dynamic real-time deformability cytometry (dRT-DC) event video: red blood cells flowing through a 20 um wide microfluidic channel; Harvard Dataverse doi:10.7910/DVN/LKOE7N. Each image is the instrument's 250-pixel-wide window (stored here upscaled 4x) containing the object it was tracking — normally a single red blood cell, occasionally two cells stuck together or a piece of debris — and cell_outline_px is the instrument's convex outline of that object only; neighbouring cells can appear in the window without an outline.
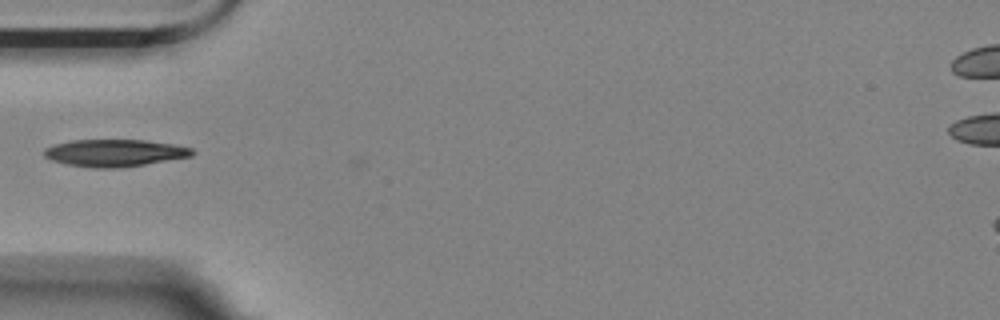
{"species": "Egyptian fruit bat (a non-hibernating species)", "species_latin": "Rousettus aegyptiacus", "temperature_condition": "room temperature", "stored_images_in_passage": 42, "camera_frame_rate_fps": 3000, "um_per_image_px": 0.085, "animal": {"sex": "female"}, "frame": {"image": 1, "passage_image": 6, "time_ms": 1.667, "image_size_px": [1000, 320], "cell_outline_px": [[196, 152], [192, 156], [144, 164], [116, 168], [92, 168], [68, 164], [52, 160], [44, 156], [44, 148], [56, 144], [72, 140], [144, 140], [172, 144], [192, 148]], "centroid_in_image_um": [9.75, 12.99], "position_along_channel_um": 75.3, "area_um2": 23.24}}
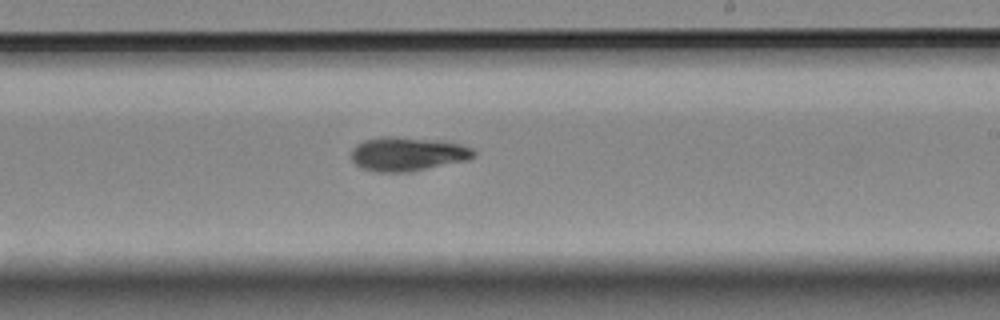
{"frame": {"image": 2, "passage_image": 21, "time_ms": 6.667, "image_size_px": [1000, 320], "cell_outline_px": [[476, 156], [468, 160], [408, 172], [376, 172], [360, 168], [352, 160], [352, 148], [356, 144], [364, 140], [388, 136], [396, 136], [444, 140], [460, 144], [472, 148], [476, 152]], "centroid_in_image_um": [34.66, 13.08], "position_along_channel_um": 254.3, "area_um2": 24.51}}
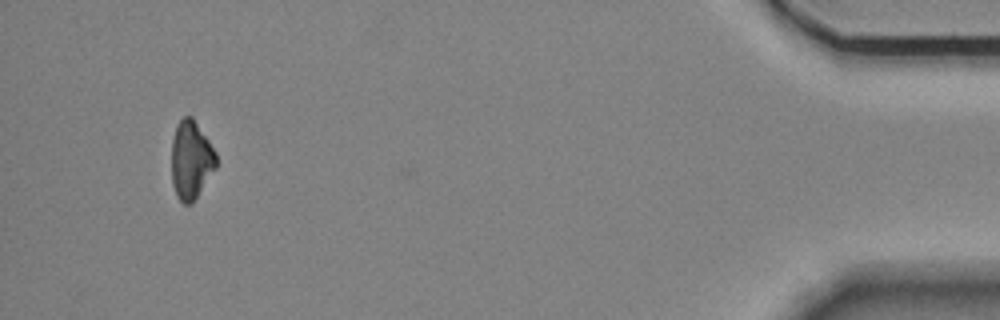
{"frame": {"image": 3, "passage_image": 41, "time_ms": 13.333, "image_size_px": [1000, 320], "cell_outline_px": [[216, 168], [192, 204], [184, 204], [176, 196], [172, 184], [172, 140], [176, 124], [184, 116], [192, 116], [216, 152]], "centroid_in_image_um": [16.23, 13.61], "position_along_channel_um": 419.0, "area_um2": 20.4}, "authors_computed_cell_mechanics": {"area_um2": 22.5709, "velocity_mm_per_s": 3.5647, "shape_relaxation_time_tau1_ms": 4.0406, "shape_relaxation_time_tau2_ms": null, "deformation_change_tau1": 0.1365, "deformation_change_tau2": null}}